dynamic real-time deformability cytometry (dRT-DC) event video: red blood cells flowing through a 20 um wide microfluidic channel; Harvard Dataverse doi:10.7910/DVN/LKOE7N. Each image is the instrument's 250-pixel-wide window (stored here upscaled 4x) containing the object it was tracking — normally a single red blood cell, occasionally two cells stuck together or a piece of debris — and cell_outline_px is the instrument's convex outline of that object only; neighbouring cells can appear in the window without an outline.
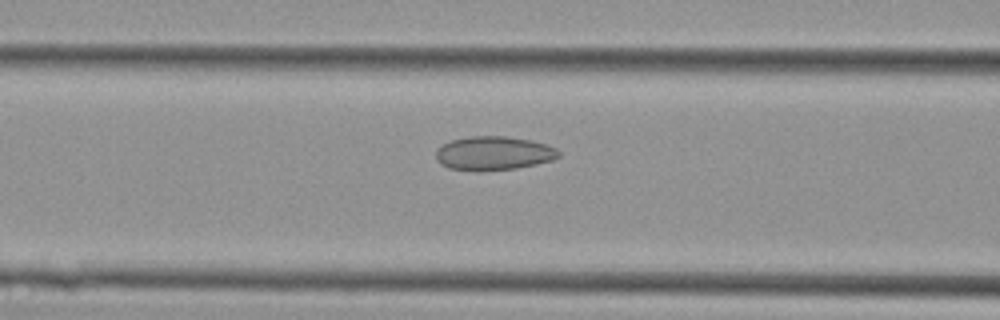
{"species": "Egyptian fruit bat (a non-hibernating species)", "species_latin": "Rousettus aegyptiacus", "temperature_condition": "cold", "stored_images_in_passage": 29, "camera_frame_rate_fps": 3000, "um_per_image_px": 0.085, "animal": {"sex": "female"}, "frame": {"image": 1, "passage_image": 10, "time_ms": 3.0, "image_size_px": [1000, 320], "cell_outline_px": [[560, 156], [552, 160], [536, 164], [516, 168], [448, 168], [440, 164], [436, 160], [436, 148], [452, 140], [472, 136], [504, 136], [532, 140], [556, 148], [560, 152]], "centroid_in_image_um": [41.98, 12.98], "position_along_channel_um": 124.6, "area_um2": 23.41}}
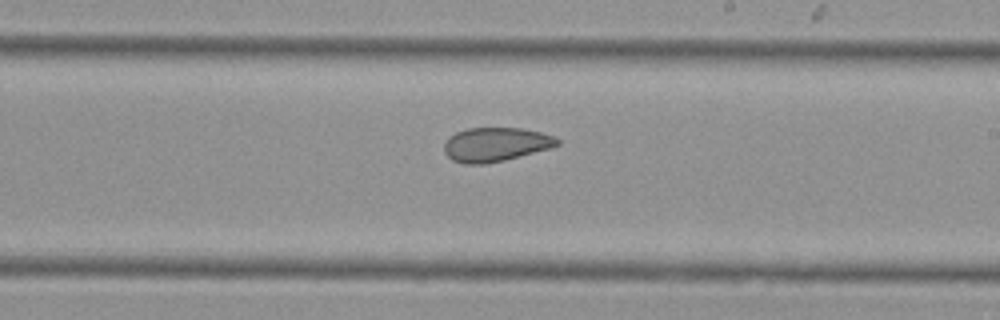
{"frame": {"image": 2, "passage_image": 18, "time_ms": 5.667, "image_size_px": [1000, 320], "cell_outline_px": [[560, 144], [552, 148], [504, 160], [484, 164], [464, 164], [452, 160], [444, 152], [444, 144], [448, 136], [456, 132], [468, 128], [520, 128], [540, 132], [556, 136], [560, 140]], "centroid_in_image_um": [42.14, 12.28], "position_along_channel_um": 246.9, "area_um2": 22.6}}
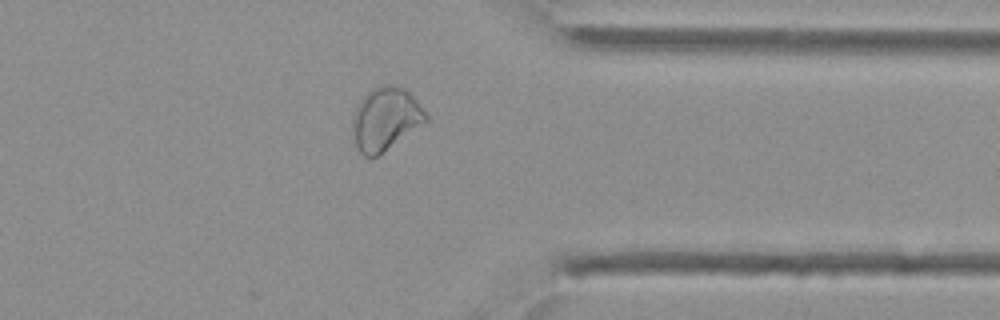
{"frame": {"image": 3, "passage_image": 27, "time_ms": 8.667, "image_size_px": [1000, 320], "cell_outline_px": [[428, 120], [424, 124], [376, 156], [364, 156], [356, 148], [352, 128], [352, 120], [356, 108], [360, 100], [372, 88], [384, 84], [388, 84], [404, 88], [416, 100], [428, 116]], "centroid_in_image_um": [32.76, 10.1], "position_along_channel_um": 378.6, "area_um2": 26.59}}